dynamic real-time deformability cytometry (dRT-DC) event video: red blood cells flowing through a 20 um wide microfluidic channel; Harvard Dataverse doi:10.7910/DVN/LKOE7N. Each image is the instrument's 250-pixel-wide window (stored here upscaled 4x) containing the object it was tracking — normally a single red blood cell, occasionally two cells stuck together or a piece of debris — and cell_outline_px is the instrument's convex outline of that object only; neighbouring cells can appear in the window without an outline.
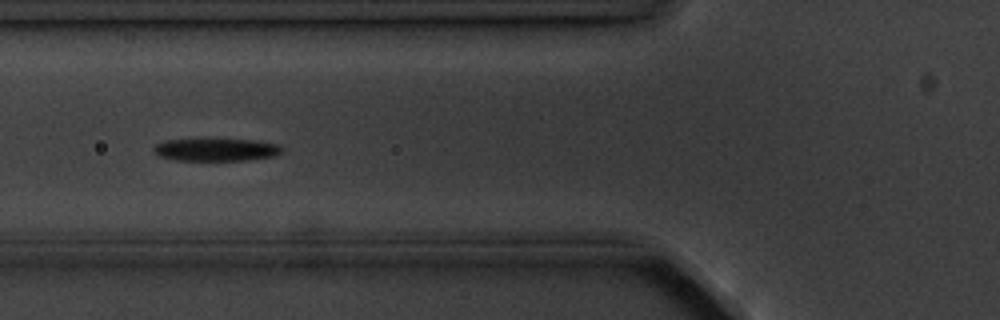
{"species": "common noctule bat (a hibernating species)", "species_latin": "Nyctalus noctula", "temperature_condition": "cold", "stored_images_in_passage": 5, "camera_frame_rate_fps": 3000, "um_per_image_px": 0.085, "animal": {"sex": "male", "body_mass_g": 20.1, "forearm_length_mm": 53.5}, "frame": {"image": 1, "passage_image": 5, "time_ms": 4.667, "image_size_px": [1000, 320], "cell_outline_px": [[284, 152], [276, 156], [248, 160], [172, 160], [156, 156], [152, 152], [152, 148], [156, 144], [164, 140], [256, 140], [280, 144], [284, 148]], "centroid_in_image_um": [18.39, 12.74], "position_along_channel_um": 107.4, "area_um2": 17.11}}